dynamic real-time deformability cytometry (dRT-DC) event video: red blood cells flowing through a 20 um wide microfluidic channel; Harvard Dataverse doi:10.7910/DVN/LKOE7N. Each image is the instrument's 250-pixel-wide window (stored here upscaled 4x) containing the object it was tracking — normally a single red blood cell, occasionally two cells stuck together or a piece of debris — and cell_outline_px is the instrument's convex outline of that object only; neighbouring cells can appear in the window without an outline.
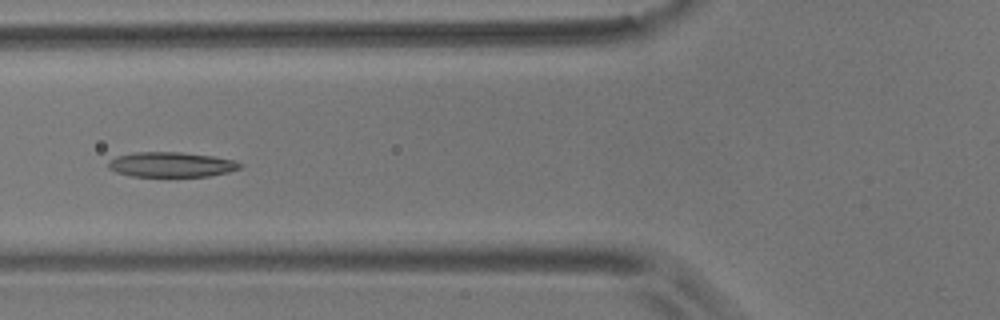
{"species": "common noctule bat (a hibernating species)", "species_latin": "Nyctalus noctula", "temperature_condition": "room temperature", "stored_images_in_passage": 7, "camera_frame_rate_fps": 3000, "um_per_image_px": 0.085, "animal": {"sex": "male", "body_mass_g": 17.9}, "frame": {"image": 1, "passage_image": 6, "time_ms": 6.0, "image_size_px": [1000, 320], "cell_outline_px": [[244, 164], [240, 168], [228, 172], [208, 176], [132, 176], [116, 172], [108, 168], [108, 160], [116, 156], [136, 152], [180, 152], [212, 156], [232, 160]], "centroid_in_image_um": [14.53, 13.98], "position_along_channel_um": 111.3, "area_um2": 19.07}}
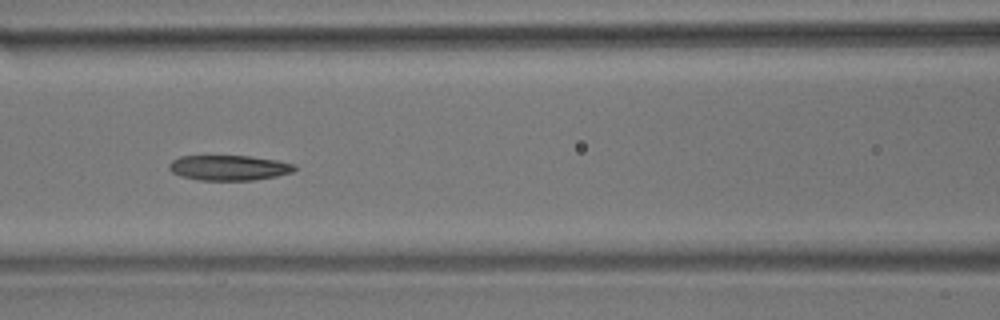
{"frame": {"image": 2, "passage_image": 7, "time_ms": 7.0, "image_size_px": [1000, 320], "cell_outline_px": [[296, 168], [292, 172], [276, 176], [252, 180], [200, 180], [180, 176], [172, 172], [168, 168], [168, 164], [172, 160], [180, 156], [248, 156], [276, 160], [296, 164]], "centroid_in_image_um": [19.44, 14.26], "position_along_channel_um": 147.2, "area_um2": 18.38}}